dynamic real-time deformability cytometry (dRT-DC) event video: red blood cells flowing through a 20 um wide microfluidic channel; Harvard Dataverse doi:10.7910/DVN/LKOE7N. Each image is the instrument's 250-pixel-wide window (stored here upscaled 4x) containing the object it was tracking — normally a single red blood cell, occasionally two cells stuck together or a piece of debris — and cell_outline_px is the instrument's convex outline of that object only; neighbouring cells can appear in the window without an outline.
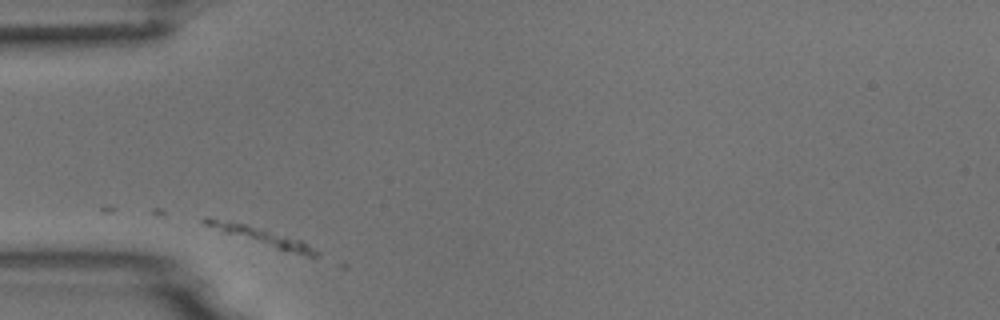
{"species": "common noctule bat (a hibernating species)", "species_latin": "Nyctalus noctula", "temperature_condition": "room temperature", "stored_images_in_passage": 10, "camera_frame_rate_fps": 3000, "um_per_image_px": 0.085, "animal": {"sex": "male", "body_mass_g": 18.8}, "frame": {"image": 1, "passage_image": 2, "time_ms": 0.333, "image_size_px": [1000, 320], "cell_outline_px": [[320, 252], [316, 256], [308, 256], [276, 248], [224, 232], [204, 224], [200, 220], [204, 216], [208, 216], [248, 224], [264, 228], [300, 240]], "centroid_in_image_um": [22.16, 20.04], "position_along_channel_um": 62.8, "area_um2": 11.27}}